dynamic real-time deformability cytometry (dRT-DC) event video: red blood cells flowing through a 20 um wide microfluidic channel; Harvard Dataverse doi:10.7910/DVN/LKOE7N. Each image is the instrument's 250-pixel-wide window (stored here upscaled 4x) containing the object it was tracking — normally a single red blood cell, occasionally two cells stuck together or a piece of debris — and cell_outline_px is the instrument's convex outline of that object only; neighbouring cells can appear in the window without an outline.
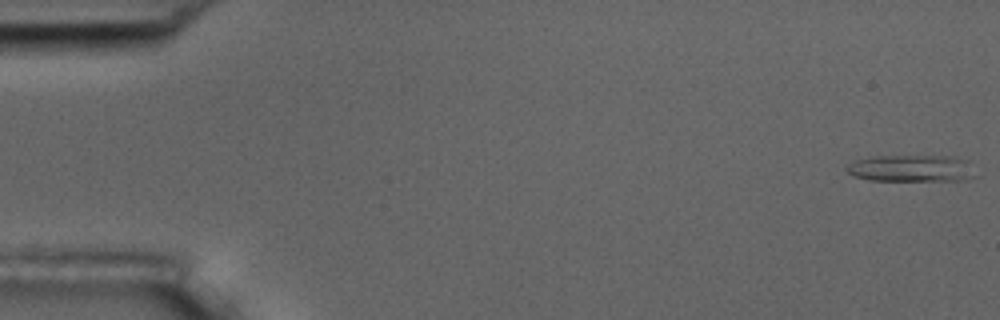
{"species": "common noctule bat (a hibernating species)", "species_latin": "Nyctalus noctula", "temperature_condition": "room temperature", "stored_images_in_passage": 56, "camera_frame_rate_fps": 3000, "um_per_image_px": 0.085, "animal": {"sex": "male", "body_mass_g": 17.5, "forearm_length_mm": 52.3}, "frame": {"image": 1, "passage_image": 1, "time_ms": 0.0, "image_size_px": [1000, 320], "cell_outline_px": [[976, 176], [964, 180], [868, 180], [852, 176], [844, 168], [848, 164], [856, 160], [872, 156], [956, 156], [968, 160]], "centroid_in_image_um": [77.47, 14.3], "position_along_channel_um": 7.5, "area_um2": 20.29}}
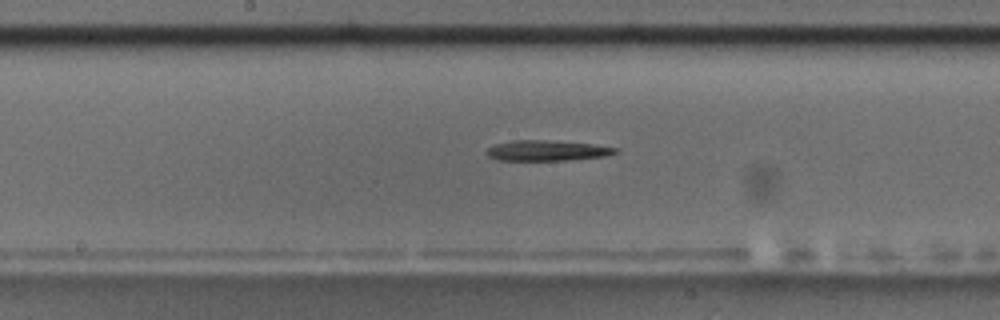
{"frame": {"image": 2, "passage_image": 29, "time_ms": 9.333, "image_size_px": [1000, 320], "cell_outline_px": [[620, 152], [604, 156], [568, 160], [496, 160], [488, 156], [484, 152], [488, 148], [496, 144], [512, 140], [544, 140], [592, 144], [620, 148]], "centroid_in_image_um": [46.5, 12.8], "position_along_channel_um": 201.7, "area_um2": 15.37}}
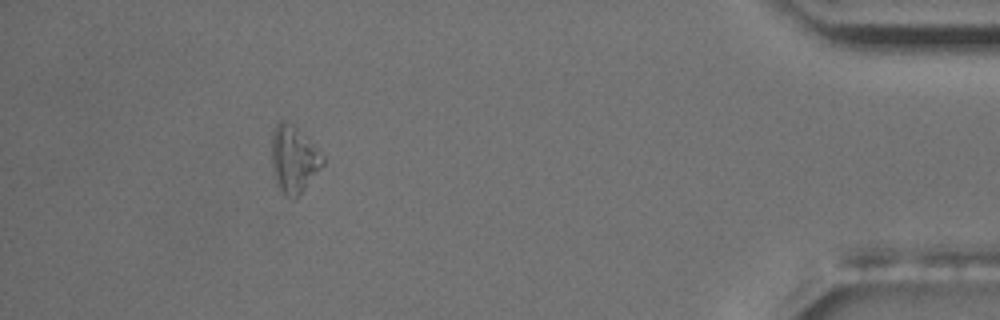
{"frame": {"image": 3, "passage_image": 51, "time_ms": 16.667, "image_size_px": [1000, 320], "cell_outline_px": [[324, 164], [300, 192], [292, 200], [276, 184], [272, 168], [272, 132], [276, 124], [280, 120], [284, 120], [292, 124], [324, 156]], "centroid_in_image_um": [24.94, 13.51], "position_along_channel_um": 410.3, "area_um2": 19.36}}